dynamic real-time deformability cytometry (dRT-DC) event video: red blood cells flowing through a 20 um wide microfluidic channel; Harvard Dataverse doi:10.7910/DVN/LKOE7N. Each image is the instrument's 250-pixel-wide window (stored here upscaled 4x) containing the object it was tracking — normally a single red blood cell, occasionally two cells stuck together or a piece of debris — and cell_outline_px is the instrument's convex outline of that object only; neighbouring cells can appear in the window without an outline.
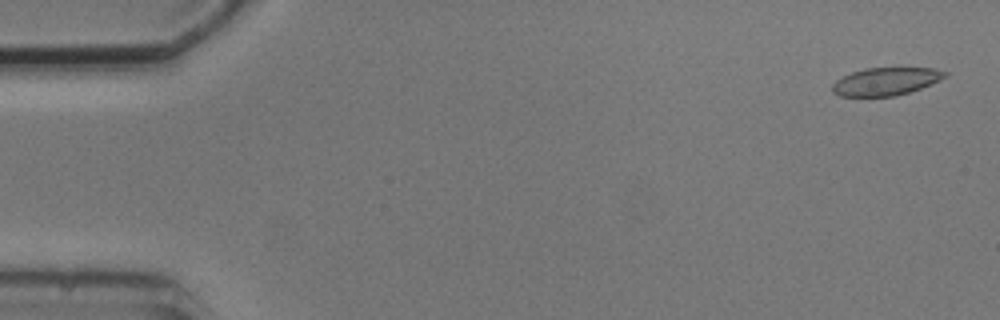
{"species": "common noctule bat (a hibernating species)", "species_latin": "Nyctalus noctula", "temperature_condition": "cold", "stored_images_in_passage": 5, "camera_frame_rate_fps": 3000, "um_per_image_px": 0.085, "animal": {"sex": "male", "body_mass_g": 20.5, "forearm_length_mm": 52.5}, "frame": {"image": 1, "passage_image": 1, "time_ms": 0.0, "image_size_px": [1000, 320], "cell_outline_px": [[948, 76], [940, 80], [920, 88], [896, 96], [840, 96], [832, 92], [832, 84], [836, 80], [852, 72], [864, 68], [936, 68], [948, 72]], "centroid_in_image_um": [75.31, 6.91], "position_along_channel_um": 9.7, "area_um2": 18.21}}
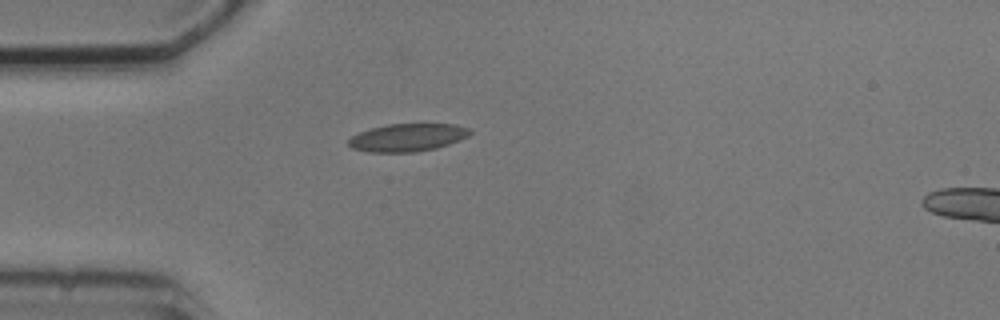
{"frame": {"image": 2, "passage_image": 5, "time_ms": 4.333, "image_size_px": [1000, 320], "cell_outline_px": [[472, 132], [468, 136], [460, 140], [436, 148], [416, 152], [368, 152], [352, 148], [348, 144], [348, 140], [352, 136], [360, 132], [372, 128], [388, 124], [452, 124], [468, 128]], "centroid_in_image_um": [34.63, 11.69], "position_along_channel_um": 50.4, "area_um2": 19.54}}